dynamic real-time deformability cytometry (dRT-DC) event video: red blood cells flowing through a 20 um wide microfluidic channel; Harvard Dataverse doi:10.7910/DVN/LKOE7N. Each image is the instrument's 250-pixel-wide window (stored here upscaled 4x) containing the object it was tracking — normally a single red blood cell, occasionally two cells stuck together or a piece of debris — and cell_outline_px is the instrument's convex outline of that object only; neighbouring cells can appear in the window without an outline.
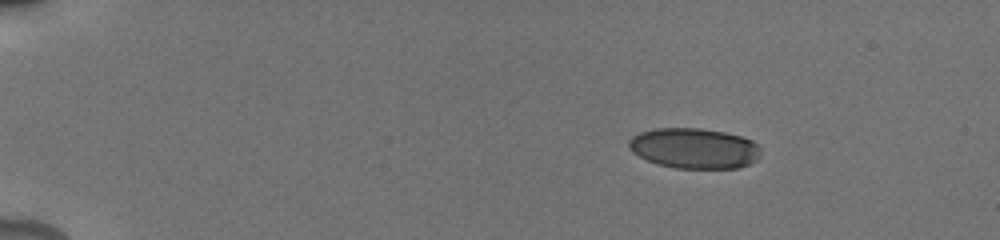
{"species": "human", "species_latin": "Homo sapiens", "temperature_condition": "cold", "stored_images_in_passage": 7, "camera_frame_rate_fps": 3000, "um_per_image_px": 0.085, "donor": {"sex": "male"}, "frame": {"image": 1, "passage_image": 1, "time_ms": 0.0, "image_size_px": [1000, 240], "cell_outline_px": [[760, 156], [752, 164], [736, 168], [676, 168], [656, 164], [632, 152], [628, 148], [628, 140], [632, 136], [640, 132], [656, 128], [700, 128], [724, 132], [740, 136], [752, 140], [760, 148]], "centroid_in_image_um": [59.0, 12.6], "position_along_channel_um": 26.0, "area_um2": 31.21}}
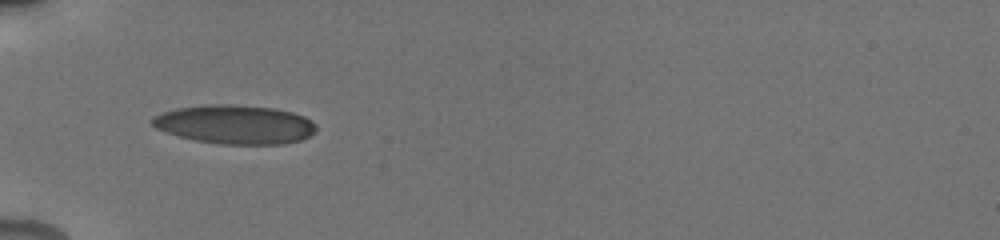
{"frame": {"image": 2, "passage_image": 5, "time_ms": 3.667, "image_size_px": [1000, 240], "cell_outline_px": [[316, 132], [300, 140], [284, 144], [220, 144], [196, 140], [164, 132], [156, 128], [152, 124], [152, 116], [176, 108], [208, 104], [232, 104], [276, 108], [292, 112], [304, 116], [316, 124]], "centroid_in_image_um": [19.98, 10.57], "position_along_channel_um": 65.0, "area_um2": 37.28}}
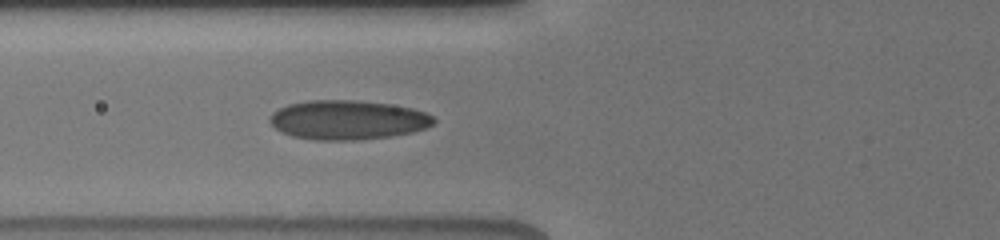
{"frame": {"image": 3, "passage_image": 7, "time_ms": 4.667, "image_size_px": [1000, 240], "cell_outline_px": [[436, 120], [432, 124], [424, 128], [412, 132], [392, 136], [356, 140], [312, 140], [292, 136], [280, 132], [268, 120], [268, 116], [272, 112], [288, 104], [308, 100], [356, 100], [388, 104], [412, 108], [424, 112], [432, 116]], "centroid_in_image_um": [29.51, 10.19], "position_along_channel_um": 96.3, "area_um2": 37.63}}